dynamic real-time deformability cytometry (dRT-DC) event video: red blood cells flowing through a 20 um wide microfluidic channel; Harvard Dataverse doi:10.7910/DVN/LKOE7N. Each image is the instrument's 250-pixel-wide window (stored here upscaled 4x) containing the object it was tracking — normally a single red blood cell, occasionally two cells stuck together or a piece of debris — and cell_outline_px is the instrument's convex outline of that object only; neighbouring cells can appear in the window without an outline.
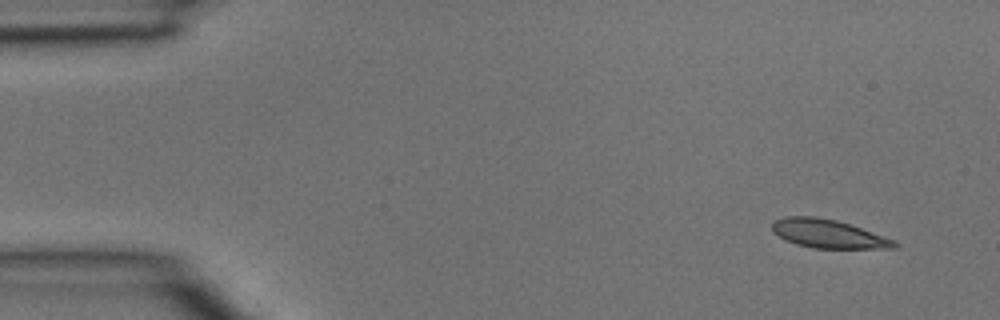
{"species": "common noctule bat (a hibernating species)", "species_latin": "Nyctalus noctula", "temperature_condition": "room temperature", "stored_images_in_passage": 3, "camera_frame_rate_fps": 3000, "um_per_image_px": 0.085, "animal": {"sex": "male", "body_mass_g": 15.6}, "frame": {"image": 1, "passage_image": 1, "time_ms": 0.0, "image_size_px": [1000, 320], "cell_outline_px": [[900, 244], [896, 248], [812, 248], [796, 244], [784, 240], [772, 232], [772, 220], [784, 216], [816, 216], [836, 220], [852, 224], [896, 240]], "centroid_in_image_um": [70.39, 19.86], "position_along_channel_um": 14.6, "area_um2": 20.75}}